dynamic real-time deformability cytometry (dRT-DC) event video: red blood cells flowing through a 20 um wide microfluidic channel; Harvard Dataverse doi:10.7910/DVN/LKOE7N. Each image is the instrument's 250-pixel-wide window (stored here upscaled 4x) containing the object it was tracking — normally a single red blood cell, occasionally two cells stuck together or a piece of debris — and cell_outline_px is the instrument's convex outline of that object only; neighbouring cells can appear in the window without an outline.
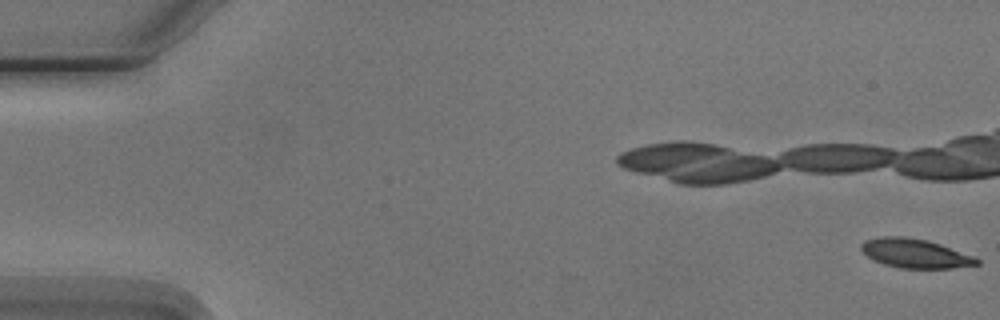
{"species": "Egyptian fruit bat (a non-hibernating species)", "species_latin": "Rousettus aegyptiacus", "temperature_condition": "cold", "stored_images_in_passage": 4, "camera_frame_rate_fps": 3000, "um_per_image_px": 0.085, "animal": {"sex": "male"}, "frame": {"image": 1, "passage_image": 1, "time_ms": 0.0, "image_size_px": [1000, 320], "cell_outline_px": [[980, 264], [952, 268], [900, 268], [884, 264], [872, 260], [860, 248], [860, 244], [864, 240], [880, 236], [904, 236], [928, 240], [940, 244], [972, 256], [980, 260]], "centroid_in_image_um": [77.74, 21.53], "position_along_channel_um": 7.3, "area_um2": 19.59}}